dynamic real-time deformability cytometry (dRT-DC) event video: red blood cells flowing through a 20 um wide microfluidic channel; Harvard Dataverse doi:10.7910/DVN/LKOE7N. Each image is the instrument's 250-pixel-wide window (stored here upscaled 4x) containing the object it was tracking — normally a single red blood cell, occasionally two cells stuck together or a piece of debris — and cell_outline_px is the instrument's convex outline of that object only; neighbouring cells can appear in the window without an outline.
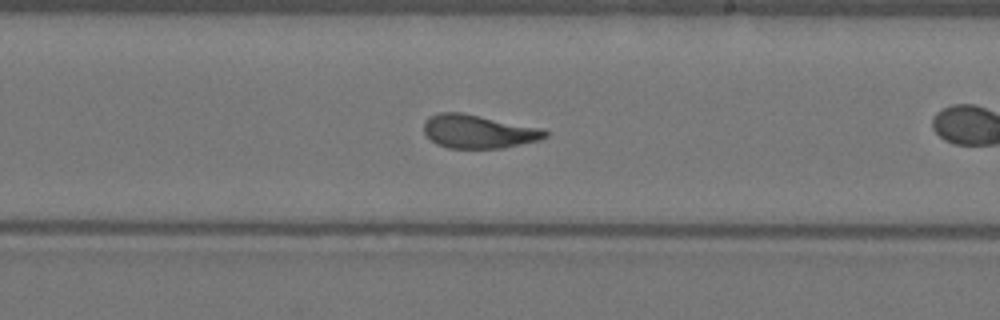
{"species": "Egyptian fruit bat (a non-hibernating species)", "species_latin": "Rousettus aegyptiacus", "temperature_condition": "warm", "stored_images_in_passage": 41, "camera_frame_rate_fps": 3000, "um_per_image_px": 0.085, "animal": {"sex": "female"}, "frame": {"image": 1, "passage_image": 30, "time_ms": 9.667, "image_size_px": [1000, 320], "cell_outline_px": [[548, 136], [540, 140], [500, 148], [448, 148], [436, 144], [424, 132], [424, 120], [428, 116], [440, 112], [460, 112], [544, 128], [548, 132]], "centroid_in_image_um": [40.67, 11.17], "position_along_channel_um": 248.3, "area_um2": 23.76}}